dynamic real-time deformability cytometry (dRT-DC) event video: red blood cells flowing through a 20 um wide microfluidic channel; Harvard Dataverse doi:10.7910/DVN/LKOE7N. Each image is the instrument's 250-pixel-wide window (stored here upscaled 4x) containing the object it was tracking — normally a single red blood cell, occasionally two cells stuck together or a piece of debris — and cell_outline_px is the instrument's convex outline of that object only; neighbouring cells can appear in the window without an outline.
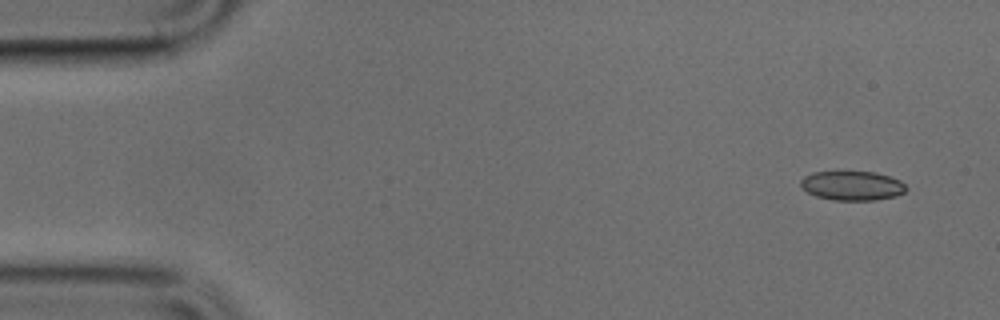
{"species": "common noctule bat (a hibernating species)", "species_latin": "Nyctalus noctula", "temperature_condition": "cold", "stored_images_in_passage": 49, "camera_frame_rate_fps": 3000, "um_per_image_px": 0.085, "animal": {"sex": "male", "body_mass_g": 17.9, "forearm_length_mm": 54.2}, "frame": {"image": 1, "passage_image": 3, "time_ms": 0.667, "image_size_px": [1000, 320], "cell_outline_px": [[908, 188], [904, 192], [896, 196], [876, 200], [832, 200], [816, 196], [808, 192], [800, 184], [800, 180], [804, 176], [812, 172], [876, 172], [900, 180]], "centroid_in_image_um": [72.44, 15.78], "position_along_channel_um": 12.6, "area_um2": 17.98}}
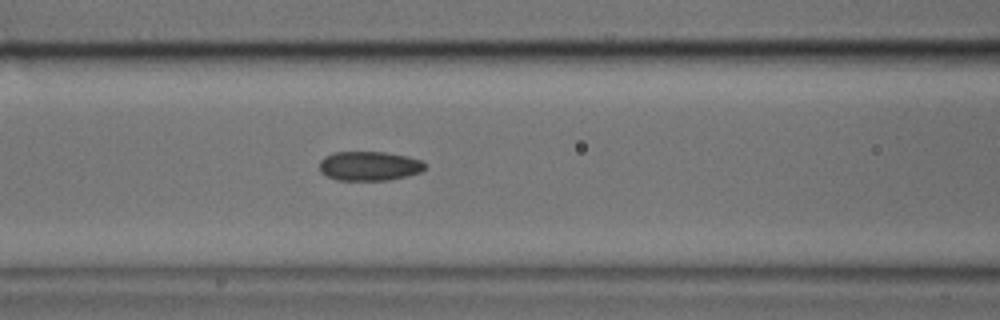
{"frame": {"image": 2, "passage_image": 20, "time_ms": 6.333, "image_size_px": [1000, 320], "cell_outline_px": [[428, 164], [420, 172], [388, 180], [336, 180], [320, 172], [320, 160], [324, 156], [332, 152], [384, 152], [408, 156], [420, 160]], "centroid_in_image_um": [31.37, 14.1], "position_along_channel_um": 135.2, "area_um2": 18.03}}
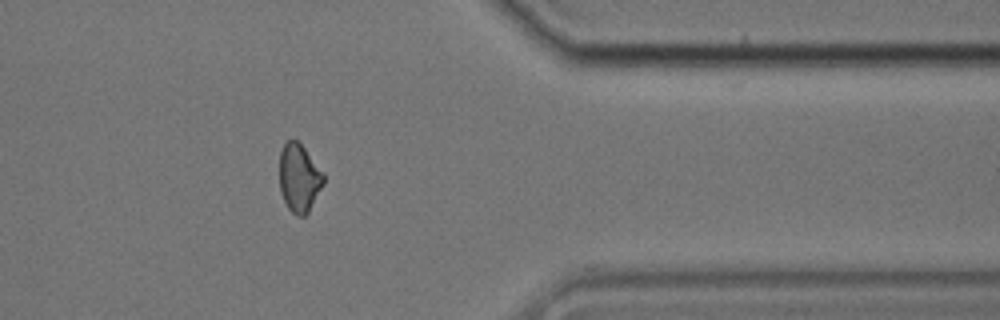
{"frame": {"image": 3, "passage_image": 40, "time_ms": 13.0, "image_size_px": [1000, 320], "cell_outline_px": [[324, 184], [308, 212], [304, 216], [296, 216], [288, 208], [280, 192], [280, 152], [284, 144], [288, 140], [296, 140], [304, 148], [324, 172]], "centroid_in_image_um": [25.43, 15.14], "position_along_channel_um": 386.0, "area_um2": 17.46}}